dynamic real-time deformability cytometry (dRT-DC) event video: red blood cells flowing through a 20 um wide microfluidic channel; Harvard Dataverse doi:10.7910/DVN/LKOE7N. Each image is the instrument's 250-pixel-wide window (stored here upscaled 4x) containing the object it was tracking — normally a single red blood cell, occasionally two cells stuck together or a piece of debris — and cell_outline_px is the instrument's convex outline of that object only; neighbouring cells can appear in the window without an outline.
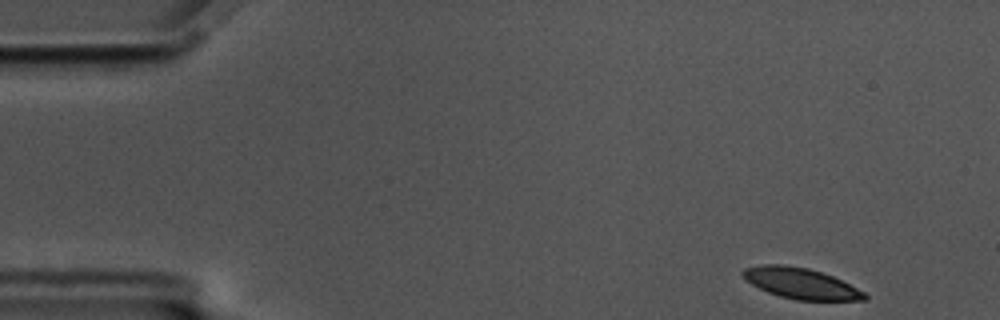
{"species": "common noctule bat (a hibernating species)", "species_latin": "Nyctalus noctula", "temperature_condition": "cold", "stored_images_in_passage": 54, "camera_frame_rate_fps": 3000, "um_per_image_px": 0.085, "animal": {"sex": "male", "body_mass_g": 17.5, "forearm_length_mm": 52.3}, "frame": {"image": 1, "passage_image": 1, "time_ms": 0.0, "image_size_px": [1000, 320], "cell_outline_px": [[868, 300], [796, 300], [780, 296], [768, 292], [744, 280], [740, 276], [740, 272], [744, 268], [764, 264], [784, 264], [808, 268], [832, 276], [864, 292], [868, 296]], "centroid_in_image_um": [68.01, 24.08], "position_along_channel_um": 17.0, "area_um2": 21.79}}
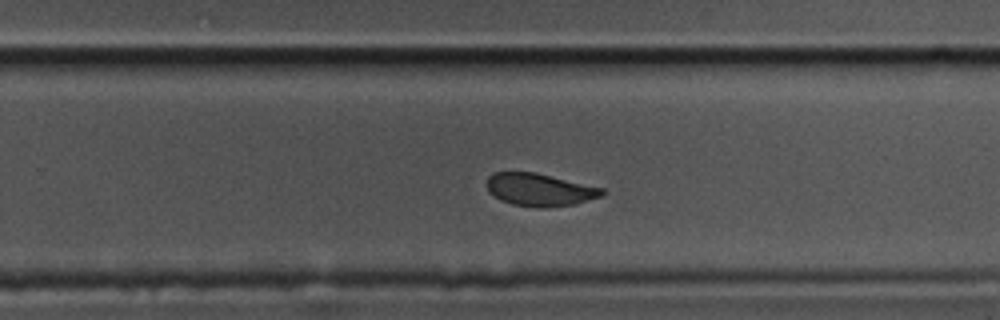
{"frame": {"image": 2, "passage_image": 33, "time_ms": 10.667, "image_size_px": [1000, 320], "cell_outline_px": [[608, 192], [604, 196], [572, 204], [544, 208], [536, 208], [512, 204], [500, 200], [488, 192], [484, 184], [488, 176], [492, 172], [536, 172], [604, 188]], "centroid_in_image_um": [45.85, 16.12], "position_along_channel_um": 283.9, "area_um2": 22.37}}
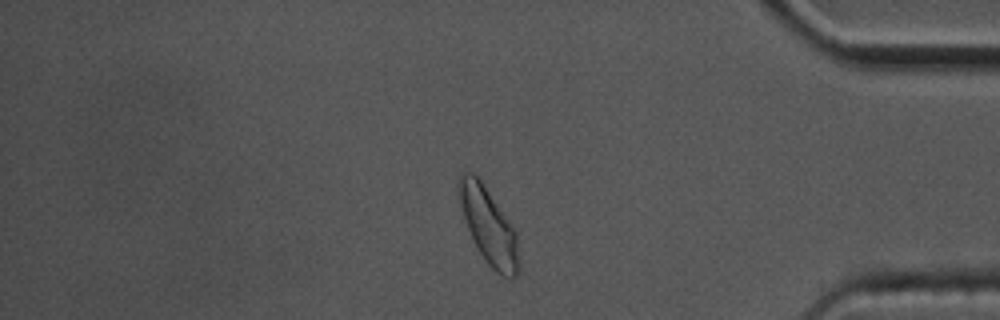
{"frame": {"image": 3, "passage_image": 45, "time_ms": 14.667, "image_size_px": [1000, 320], "cell_outline_px": [[520, 272], [512, 280], [508, 280], [496, 272], [488, 264], [480, 252], [468, 228], [464, 216], [456, 184], [460, 172], [472, 172], [480, 180], [508, 220], [516, 232], [520, 264]], "centroid_in_image_um": [41.56, 19.26], "position_along_channel_um": 393.6, "area_um2": 26.24}, "authors_computed_cell_mechanics": {"area_um2": 23.2356, "velocity_mm_per_s": 3.4473, "shape_relaxation_time_tau1_ms": 3.2596, "shape_relaxation_time_tau2_ms": 1.8867, "deformation_change_tau1": 0.1021, "deformation_change_tau2": 0.0678}}